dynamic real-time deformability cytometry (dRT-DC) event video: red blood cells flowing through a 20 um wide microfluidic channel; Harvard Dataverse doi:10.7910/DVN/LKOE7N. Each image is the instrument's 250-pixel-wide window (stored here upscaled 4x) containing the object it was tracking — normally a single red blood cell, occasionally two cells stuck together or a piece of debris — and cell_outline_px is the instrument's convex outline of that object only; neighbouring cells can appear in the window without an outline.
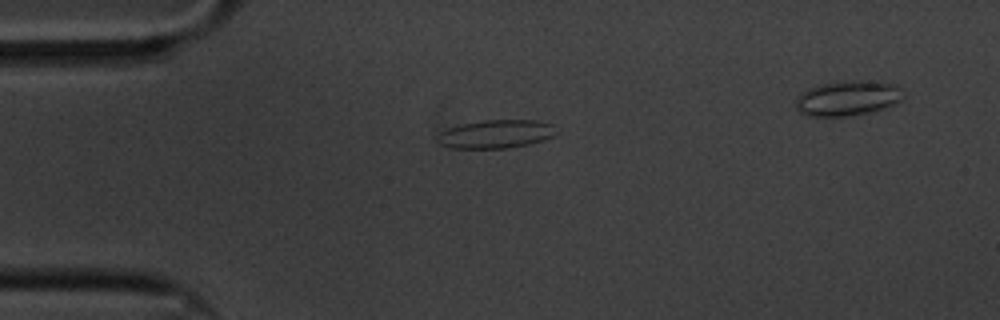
{"species": "common noctule bat (a hibernating species)", "species_latin": "Nyctalus noctula", "temperature_condition": "cold", "stored_images_in_passage": 48, "camera_frame_rate_fps": 3000, "um_per_image_px": 0.085, "animal": {"sex": "male", "body_mass_g": 20.1, "forearm_length_mm": 53.5}, "frame": {"image": 1, "passage_image": 6, "time_ms": 1.667, "image_size_px": [1000, 320], "cell_outline_px": [[556, 132], [552, 136], [544, 140], [528, 144], [504, 148], [452, 148], [440, 144], [436, 140], [436, 136], [440, 132], [448, 128], [464, 124], [484, 120], [536, 120], [552, 124]], "centroid_in_image_um": [42.13, 11.39], "position_along_channel_um": 42.9, "area_um2": 19.48}}
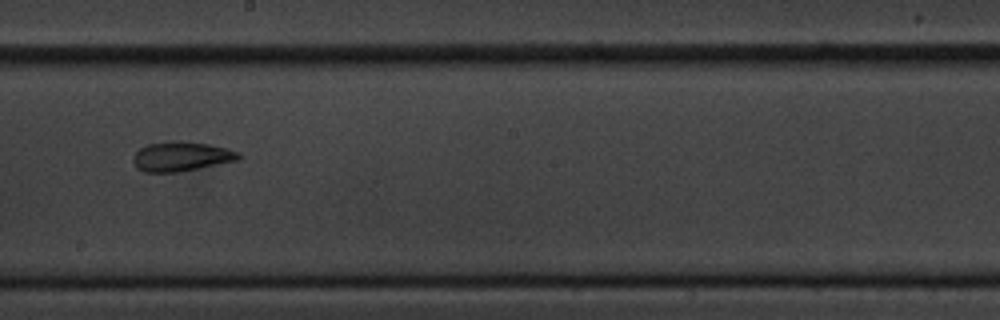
{"frame": {"image": 2, "passage_image": 25, "time_ms": 8.0, "image_size_px": [1000, 320], "cell_outline_px": [[240, 156], [236, 160], [180, 172], [144, 172], [136, 168], [132, 160], [132, 156], [140, 148], [148, 144], [172, 140], [180, 140], [208, 144], [240, 152]], "centroid_in_image_um": [15.34, 13.29], "position_along_channel_um": 232.9, "area_um2": 18.15}}
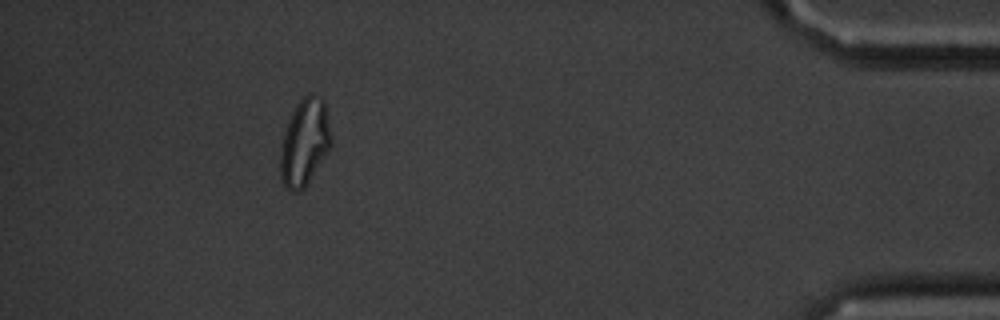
{"frame": {"image": 3, "passage_image": 46, "time_ms": 15.0, "image_size_px": [1000, 320], "cell_outline_px": [[332, 144], [304, 188], [300, 192], [292, 192], [284, 188], [280, 180], [280, 152], [284, 132], [292, 112], [296, 104], [308, 92], [312, 92], [324, 100], [332, 136]], "centroid_in_image_um": [25.88, 12.1], "position_along_channel_um": 409.3, "area_um2": 25.89}, "authors_computed_cell_mechanics": {"area_um2": 18.4382, "velocity_mm_per_s": 3.3074, "shape_relaxation_time_tau1_ms": 7.076, "shape_relaxation_time_tau2_ms": 3.2784, "deformation_change_tau1": 0.137, "deformation_change_tau2": 0.0893}}